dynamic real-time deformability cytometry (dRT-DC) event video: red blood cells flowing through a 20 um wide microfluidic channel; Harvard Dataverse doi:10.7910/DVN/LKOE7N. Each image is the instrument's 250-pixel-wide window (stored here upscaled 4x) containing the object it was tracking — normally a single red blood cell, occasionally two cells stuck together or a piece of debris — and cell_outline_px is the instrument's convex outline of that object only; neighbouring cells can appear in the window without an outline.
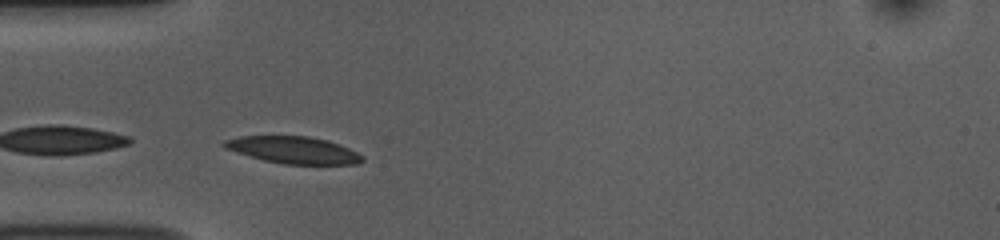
{"species": "common noctule bat (a hibernating species)", "species_latin": "Nyctalus noctula", "temperature_condition": "room temperature", "stored_images_in_passage": 4, "camera_frame_rate_fps": 3000, "um_per_image_px": 0.085, "animal": {"sex": "female", "body_mass_g": 10.0, "forearm_length_mm": 53.1}, "frame": {"image": 1, "passage_image": 1, "time_ms": 0.0, "image_size_px": [1000, 240], "cell_outline_px": [[364, 160], [356, 164], [284, 164], [264, 160], [236, 152], [224, 148], [220, 144], [224, 140], [240, 136], [308, 136], [328, 140], [340, 144], [364, 156]], "centroid_in_image_um": [24.93, 12.74], "position_along_channel_um": 60.1, "area_um2": 21.73}}